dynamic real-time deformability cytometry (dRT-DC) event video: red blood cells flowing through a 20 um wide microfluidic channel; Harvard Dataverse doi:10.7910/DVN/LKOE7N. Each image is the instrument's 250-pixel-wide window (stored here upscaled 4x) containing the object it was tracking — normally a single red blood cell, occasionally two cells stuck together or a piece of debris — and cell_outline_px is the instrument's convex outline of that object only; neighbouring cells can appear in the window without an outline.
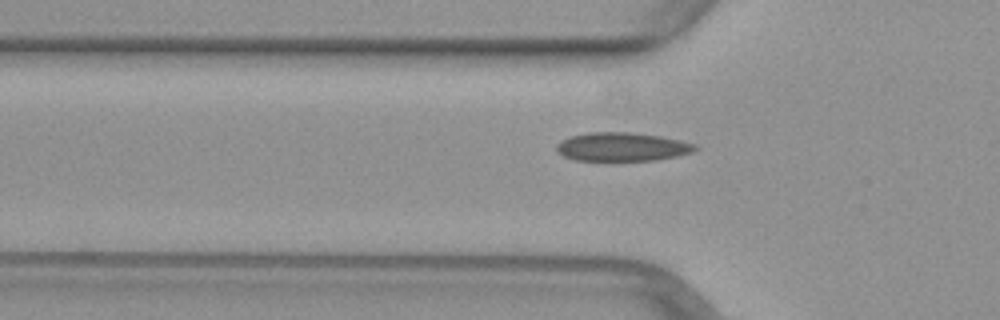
{"species": "common noctule bat (a hibernating species)", "species_latin": "Nyctalus noctula", "temperature_condition": "warm", "stored_images_in_passage": 37, "camera_frame_rate_fps": 3000, "um_per_image_px": 0.085, "animal": {"sex": "female", "body_mass_g": 29.2, "forearm_length_mm": 56.3}, "frame": {"image": 1, "passage_image": 4, "time_ms": 1.0, "image_size_px": [1000, 320], "cell_outline_px": [[700, 148], [692, 152], [676, 156], [656, 160], [576, 160], [564, 156], [556, 152], [556, 144], [560, 140], [568, 136], [588, 132], [632, 132], [660, 136], [680, 140], [696, 144]], "centroid_in_image_um": [52.86, 12.47], "position_along_channel_um": 72.9, "area_um2": 23.29}}
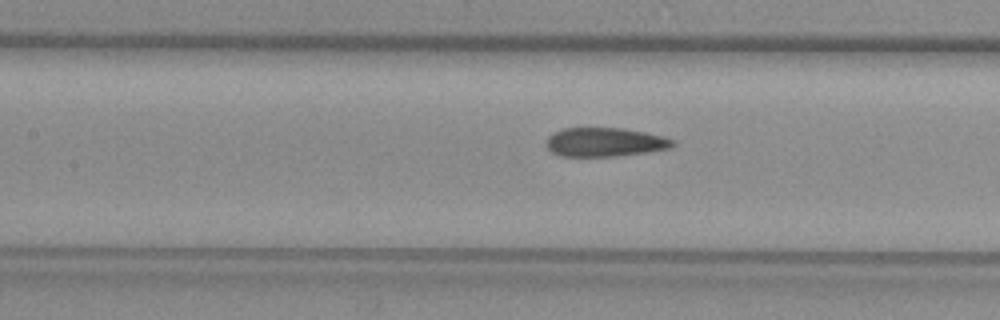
{"frame": {"image": 2, "passage_image": 10, "time_ms": 3.0, "image_size_px": [1000, 320], "cell_outline_px": [[676, 144], [672, 148], [616, 156], [560, 156], [552, 152], [544, 144], [548, 136], [564, 128], [624, 128], [664, 136], [676, 140]], "centroid_in_image_um": [51.44, 12.08], "position_along_channel_um": 156.0, "area_um2": 21.39}}
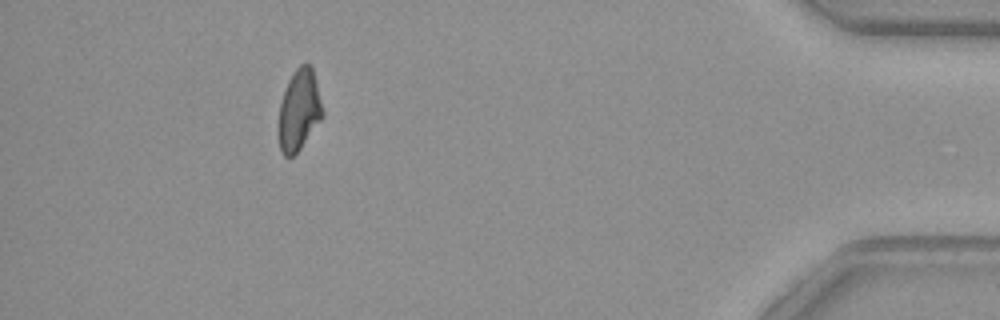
{"frame": {"image": 3, "passage_image": 33, "time_ms": 10.667, "image_size_px": [1000, 320], "cell_outline_px": [[324, 116], [300, 148], [292, 156], [284, 156], [280, 152], [276, 128], [280, 104], [288, 80], [292, 72], [300, 64], [308, 64], [312, 68], [324, 112]], "centroid_in_image_um": [25.38, 9.39], "position_along_channel_um": 409.8, "area_um2": 20.98}}